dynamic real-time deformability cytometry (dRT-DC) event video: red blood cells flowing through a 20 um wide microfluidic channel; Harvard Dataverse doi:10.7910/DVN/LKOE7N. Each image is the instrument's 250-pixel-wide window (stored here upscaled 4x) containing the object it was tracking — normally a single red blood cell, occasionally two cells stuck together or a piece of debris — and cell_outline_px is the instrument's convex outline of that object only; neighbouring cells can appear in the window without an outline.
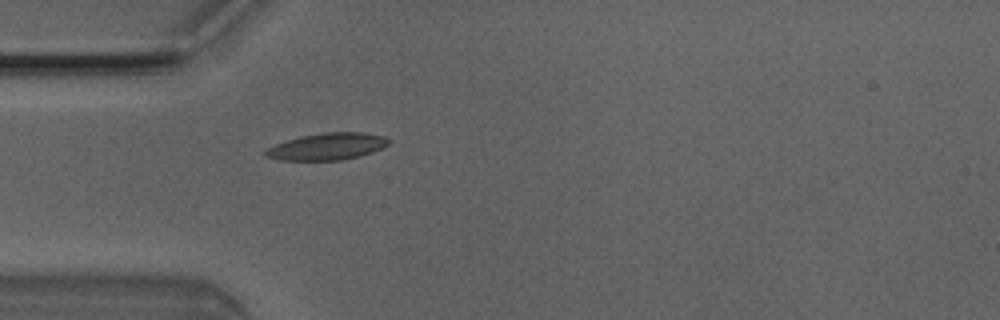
{"species": "Egyptian fruit bat (a non-hibernating species)", "species_latin": "Rousettus aegyptiacus", "temperature_condition": "room temperature", "stored_images_in_passage": 5, "camera_frame_rate_fps": 3000, "um_per_image_px": 0.085, "animal": {"sex": "male"}, "frame": {"image": 1, "passage_image": 5, "time_ms": 1.333, "image_size_px": [1000, 320], "cell_outline_px": [[392, 140], [384, 148], [360, 156], [340, 160], [280, 160], [264, 156], [264, 148], [300, 136], [324, 132], [364, 132], [384, 136]], "centroid_in_image_um": [27.82, 12.45], "position_along_channel_um": 57.2, "area_um2": 19.48}}